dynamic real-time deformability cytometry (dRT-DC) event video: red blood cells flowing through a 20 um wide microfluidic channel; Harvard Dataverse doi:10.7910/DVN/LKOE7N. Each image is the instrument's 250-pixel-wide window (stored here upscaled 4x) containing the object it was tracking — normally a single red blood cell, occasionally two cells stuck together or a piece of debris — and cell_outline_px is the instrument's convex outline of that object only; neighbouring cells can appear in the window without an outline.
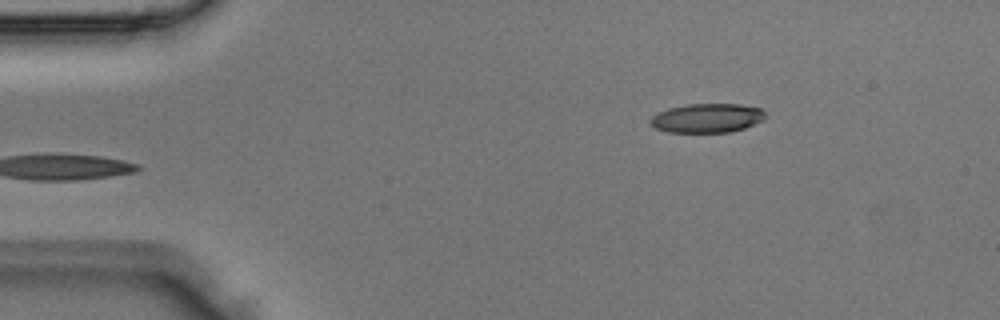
{"species": "Egyptian fruit bat (a non-hibernating species)", "species_latin": "Rousettus aegyptiacus", "temperature_condition": "room temperature", "stored_images_in_passage": 2, "camera_frame_rate_fps": 3000, "um_per_image_px": 0.085, "animal": {"sex": "male"}, "frame": {"image": 1, "passage_image": 2, "time_ms": 0.333, "image_size_px": [1000, 320], "cell_outline_px": [[764, 120], [744, 128], [728, 132], [668, 132], [656, 128], [648, 124], [648, 120], [652, 116], [668, 108], [688, 104], [740, 104], [760, 108], [764, 112]], "centroid_in_image_um": [60.07, 10.03], "position_along_channel_um": 24.9, "area_um2": 19.48}}